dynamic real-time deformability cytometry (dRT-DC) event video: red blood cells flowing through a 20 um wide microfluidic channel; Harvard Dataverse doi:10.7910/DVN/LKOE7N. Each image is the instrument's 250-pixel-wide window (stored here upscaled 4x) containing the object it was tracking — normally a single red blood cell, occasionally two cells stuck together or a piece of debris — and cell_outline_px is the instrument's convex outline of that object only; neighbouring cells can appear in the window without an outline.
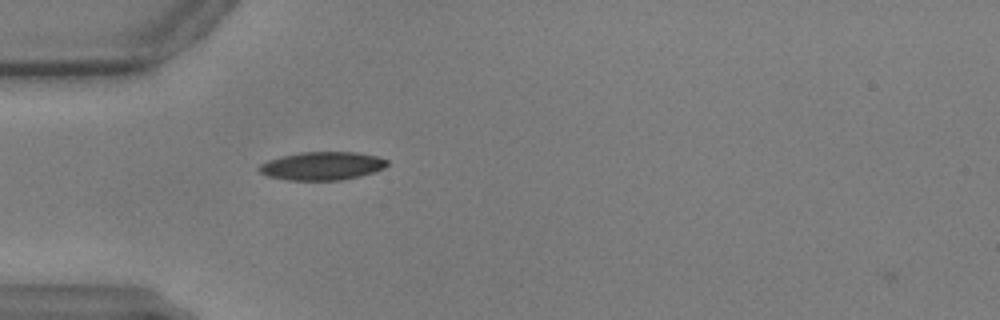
{"species": "common noctule bat (a hibernating species)", "species_latin": "Nyctalus noctula", "temperature_condition": "warm", "stored_images_in_passage": 43, "camera_frame_rate_fps": 3000, "um_per_image_px": 0.085, "animal": {"sex": "male", "body_mass_g": 17.9, "forearm_length_mm": 54.2}, "frame": {"image": 1, "passage_image": 2, "time_ms": 0.333, "image_size_px": [1000, 320], "cell_outline_px": [[388, 164], [384, 168], [360, 176], [340, 180], [288, 180], [268, 176], [260, 172], [256, 168], [260, 164], [268, 160], [280, 156], [300, 152], [356, 152], [376, 156], [388, 160]], "centroid_in_image_um": [27.35, 14.1], "position_along_channel_um": 57.6, "area_um2": 21.1}}
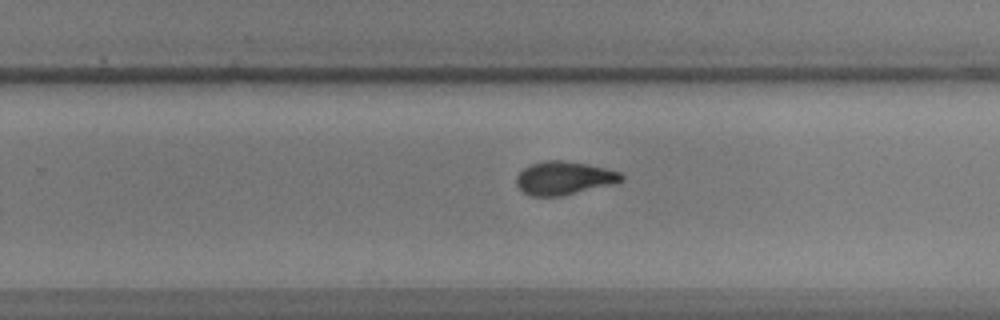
{"frame": {"image": 2, "passage_image": 22, "time_ms": 7.0, "image_size_px": [1000, 320], "cell_outline_px": [[624, 180], [612, 184], [564, 196], [532, 196], [524, 192], [516, 184], [516, 176], [528, 164], [544, 160], [564, 160], [588, 164], [620, 172], [624, 176]], "centroid_in_image_um": [47.93, 15.13], "position_along_channel_um": 281.9, "area_um2": 20.52}}
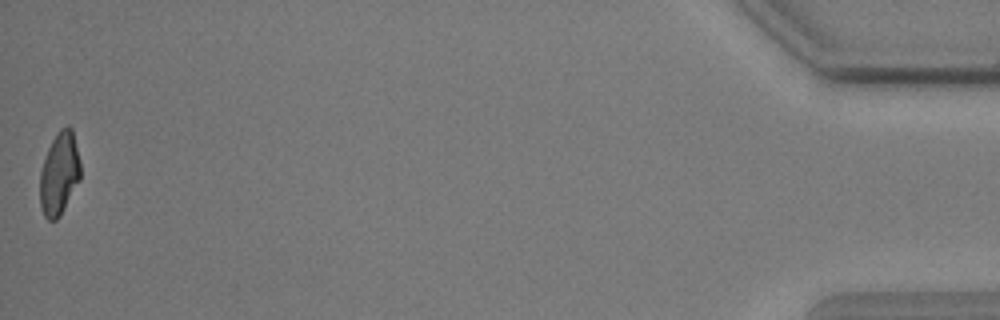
{"frame": {"image": 3, "passage_image": 43, "time_ms": 14.0, "image_size_px": [1000, 320], "cell_outline_px": [[80, 180], [60, 216], [56, 220], [48, 220], [44, 216], [40, 204], [40, 172], [48, 148], [56, 132], [60, 128], [68, 124], [72, 128], [80, 160]], "centroid_in_image_um": [5.05, 14.74], "position_along_channel_um": 430.2, "area_um2": 19.65}}